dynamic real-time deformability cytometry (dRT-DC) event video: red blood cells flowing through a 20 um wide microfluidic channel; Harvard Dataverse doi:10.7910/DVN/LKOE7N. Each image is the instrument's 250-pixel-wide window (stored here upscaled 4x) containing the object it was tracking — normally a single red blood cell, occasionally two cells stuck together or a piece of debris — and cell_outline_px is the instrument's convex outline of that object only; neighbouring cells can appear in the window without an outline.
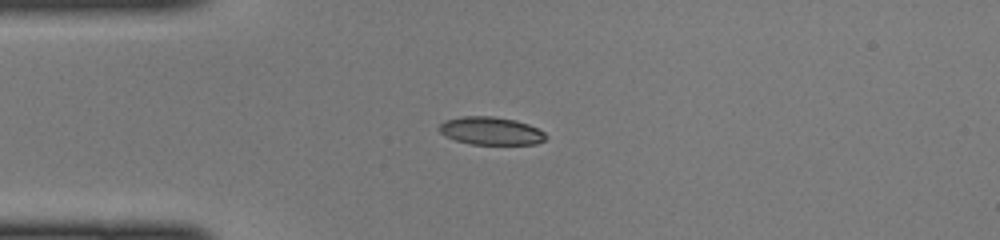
{"species": "common noctule bat (a hibernating species)", "species_latin": "Nyctalus noctula", "temperature_condition": "cold", "stored_images_in_passage": 36, "camera_frame_rate_fps": 3000, "um_per_image_px": 0.085, "animal": {"sex": "female", "body_mass_g": 22.0, "forearm_length_mm": 56.7}, "frame": {"image": 1, "passage_image": 1, "time_ms": 0.0, "image_size_px": [1000, 240], "cell_outline_px": [[548, 136], [544, 140], [536, 144], [468, 144], [444, 136], [440, 132], [440, 124], [444, 120], [460, 116], [492, 116], [516, 120], [528, 124], [544, 132]], "centroid_in_image_um": [41.71, 11.12], "position_along_channel_um": 43.3, "area_um2": 17.4}}
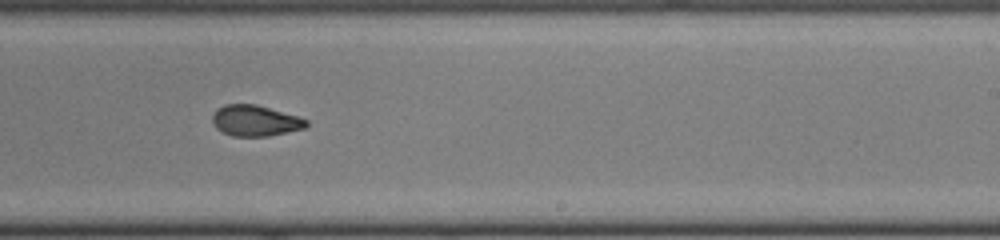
{"frame": {"image": 2, "passage_image": 18, "time_ms": 5.667, "image_size_px": [1000, 240], "cell_outline_px": [[308, 124], [304, 128], [268, 136], [232, 136], [216, 128], [212, 120], [212, 116], [216, 108], [224, 104], [256, 104], [296, 116], [308, 120]], "centroid_in_image_um": [21.65, 10.25], "position_along_channel_um": 267.3, "area_um2": 16.76}}
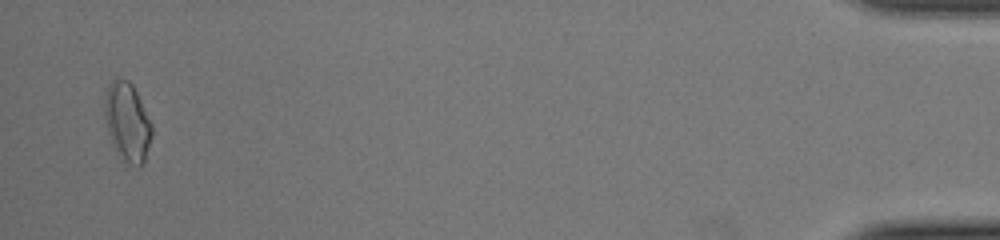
{"frame": {"image": 3, "passage_image": 35, "time_ms": 11.333, "image_size_px": [1000, 240], "cell_outline_px": [[152, 136], [144, 160], [140, 168], [136, 168], [124, 160], [120, 156], [112, 144], [108, 132], [104, 112], [104, 96], [108, 84], [112, 80], [128, 80], [132, 84], [152, 124]], "centroid_in_image_um": [10.81, 10.38], "position_along_channel_um": 424.4, "area_um2": 21.5}}